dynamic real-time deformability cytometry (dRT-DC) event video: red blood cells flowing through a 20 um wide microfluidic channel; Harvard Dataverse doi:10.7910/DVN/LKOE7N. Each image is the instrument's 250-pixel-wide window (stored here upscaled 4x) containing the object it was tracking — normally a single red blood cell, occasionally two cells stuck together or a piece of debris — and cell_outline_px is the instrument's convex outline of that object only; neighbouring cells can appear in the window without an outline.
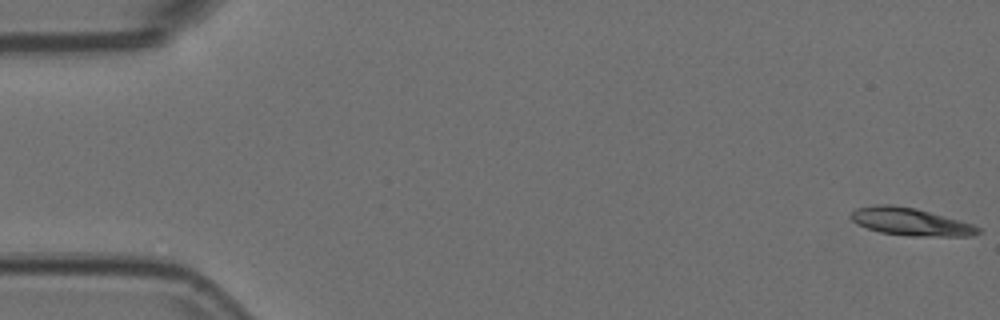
{"species": "Egyptian fruit bat (a non-hibernating species)", "species_latin": "Rousettus aegyptiacus", "temperature_condition": "room temperature", "stored_images_in_passage": 50, "camera_frame_rate_fps": 3000, "um_per_image_px": 0.085, "animal": {"sex": "female"}, "frame": {"image": 1, "passage_image": 1, "time_ms": 0.0, "image_size_px": [1000, 320], "cell_outline_px": [[984, 232], [972, 236], [908, 236], [880, 232], [856, 224], [848, 216], [856, 208], [876, 204], [892, 204], [916, 208], [972, 224], [980, 228]], "centroid_in_image_um": [77.38, 18.85], "position_along_channel_um": 7.6, "area_um2": 20.58}}
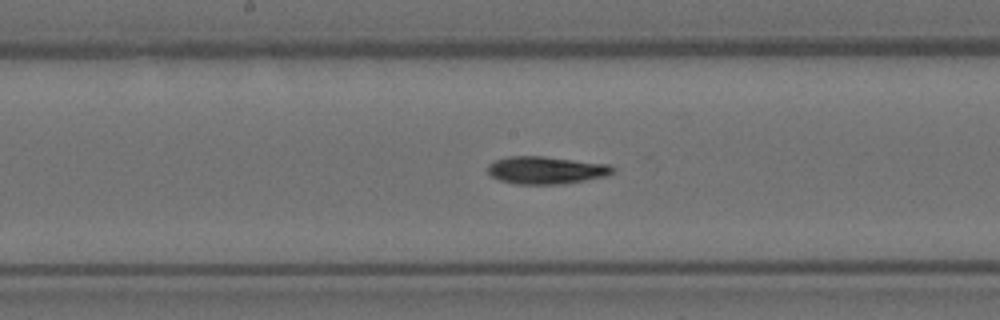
{"frame": {"image": 2, "passage_image": 28, "time_ms": 9.0, "image_size_px": [1000, 320], "cell_outline_px": [[616, 172], [604, 176], [564, 184], [516, 184], [500, 180], [492, 176], [488, 172], [488, 164], [496, 160], [508, 156], [544, 156], [608, 164], [616, 168]], "centroid_in_image_um": [46.43, 14.46], "position_along_channel_um": 201.8, "area_um2": 20.06}}
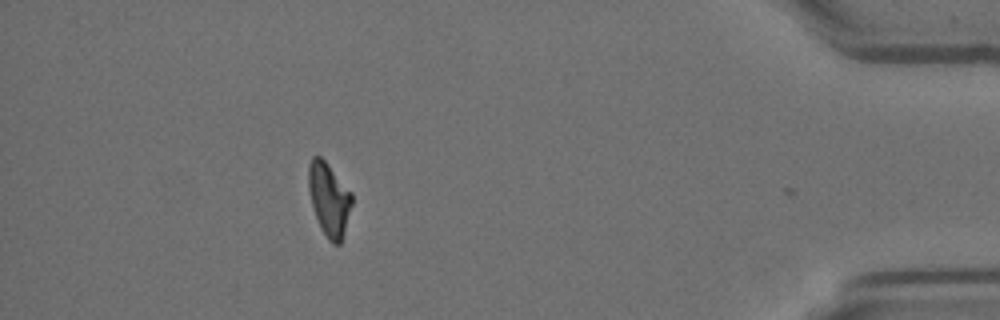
{"frame": {"image": 3, "passage_image": 49, "time_ms": 16.0, "image_size_px": [1000, 320], "cell_outline_px": [[352, 204], [344, 232], [340, 244], [332, 244], [328, 240], [316, 216], [312, 204], [308, 188], [308, 168], [312, 156], [320, 156], [328, 164], [352, 192]], "centroid_in_image_um": [27.97, 16.91], "position_along_channel_um": 407.2, "area_um2": 18.26}, "authors_computed_cell_mechanics": {"area_um2": 19.6809, "velocity_mm_per_s": 3.7073, "shape_relaxation_time_tau1_ms": 9.0325, "shape_relaxation_time_tau2_ms": null, "deformation_change_tau1": 0.2657, "deformation_change_tau2": null}}